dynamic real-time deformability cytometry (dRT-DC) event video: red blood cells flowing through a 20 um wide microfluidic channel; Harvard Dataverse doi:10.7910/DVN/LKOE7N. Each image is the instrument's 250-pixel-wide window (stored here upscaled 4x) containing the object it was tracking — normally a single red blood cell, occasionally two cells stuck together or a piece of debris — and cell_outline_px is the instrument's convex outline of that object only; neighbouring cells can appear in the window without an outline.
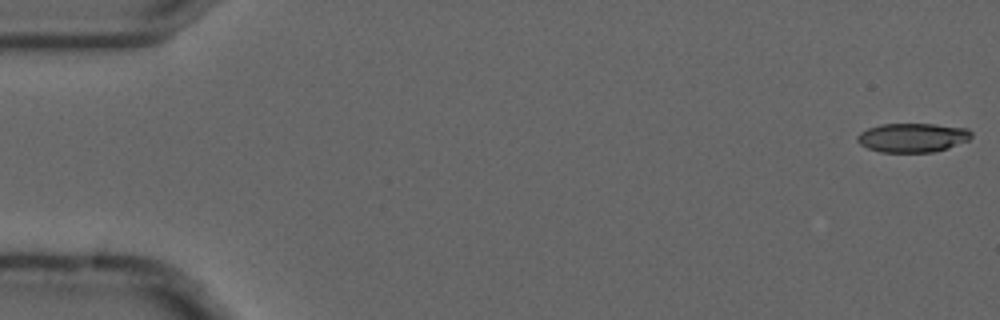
{"species": "common noctule bat (a hibernating species)", "species_latin": "Nyctalus noctula", "temperature_condition": "cold", "stored_images_in_passage": 4, "camera_frame_rate_fps": 3000, "um_per_image_px": 0.085, "animal": {"sex": "male", "forearm_length_mm": 52.5}, "frame": {"image": 1, "passage_image": 1, "time_ms": 0.0, "image_size_px": [1000, 320], "cell_outline_px": [[972, 136], [968, 140], [948, 148], [932, 152], [880, 152], [868, 148], [860, 144], [856, 140], [856, 136], [860, 132], [868, 128], [880, 124], [936, 124], [968, 128], [972, 132]], "centroid_in_image_um": [77.56, 11.69], "position_along_channel_um": 7.4, "area_um2": 19.42}}